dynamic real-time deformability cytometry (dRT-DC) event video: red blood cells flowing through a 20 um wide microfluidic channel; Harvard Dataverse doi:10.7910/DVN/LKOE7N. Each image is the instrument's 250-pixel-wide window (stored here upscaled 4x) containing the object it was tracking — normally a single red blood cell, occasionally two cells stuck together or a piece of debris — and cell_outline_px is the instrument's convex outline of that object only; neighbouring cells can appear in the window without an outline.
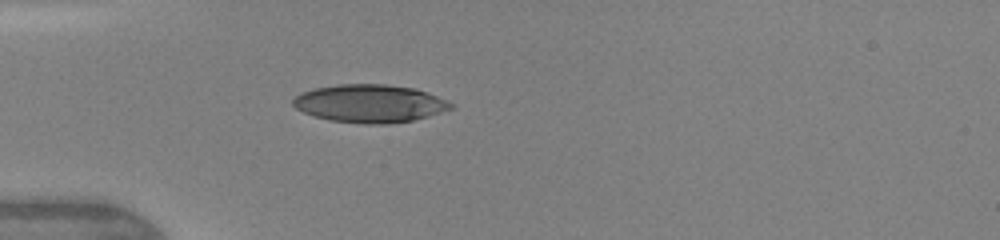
{"species": "human", "species_latin": "Homo sapiens", "temperature_condition": "warm", "stored_images_in_passage": 3, "camera_frame_rate_fps": 3000, "um_per_image_px": 0.085, "donor": {"sex": "female"}, "frame": {"image": 1, "passage_image": 2, "time_ms": 1.0, "image_size_px": [1000, 240], "cell_outline_px": [[456, 108], [428, 116], [412, 120], [384, 124], [364, 124], [332, 120], [316, 116], [304, 112], [296, 108], [292, 104], [292, 100], [300, 92], [312, 88], [336, 84], [384, 84], [416, 88], [448, 100], [456, 104]], "centroid_in_image_um": [31.47, 8.78], "position_along_channel_um": 53.5, "area_um2": 35.14}}